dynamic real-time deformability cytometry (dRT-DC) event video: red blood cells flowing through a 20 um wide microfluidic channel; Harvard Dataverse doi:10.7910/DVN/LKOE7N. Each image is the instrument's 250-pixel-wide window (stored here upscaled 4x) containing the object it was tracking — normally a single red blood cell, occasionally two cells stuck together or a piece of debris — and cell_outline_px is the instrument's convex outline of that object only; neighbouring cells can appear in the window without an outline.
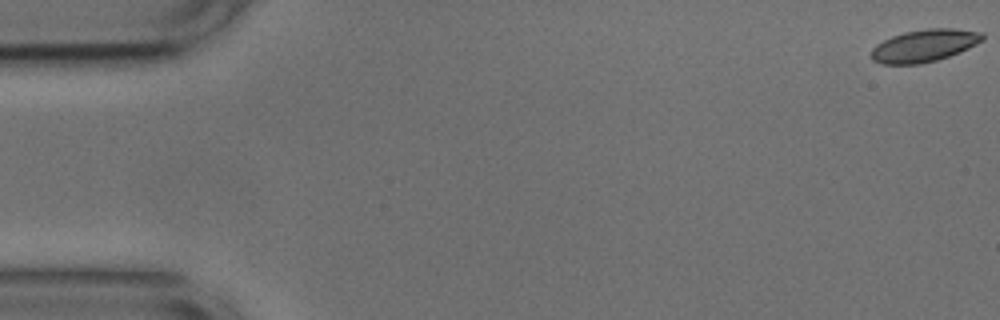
{"species": "common noctule bat (a hibernating species)", "species_latin": "Nyctalus noctula", "temperature_condition": "cold", "stored_images_in_passage": 12, "camera_frame_rate_fps": 3000, "um_per_image_px": 0.085, "animal": {"sex": "male", "body_mass_g": 17.9, "forearm_length_mm": 54.2}, "frame": {"image": 1, "passage_image": 1, "time_ms": 0.0, "image_size_px": [1000, 320], "cell_outline_px": [[984, 40], [960, 52], [936, 60], [920, 64], [880, 64], [872, 60], [868, 56], [872, 48], [876, 44], [892, 36], [904, 32], [928, 28], [952, 28], [984, 32]], "centroid_in_image_um": [78.54, 3.88], "position_along_channel_um": 6.5, "area_um2": 21.21}}